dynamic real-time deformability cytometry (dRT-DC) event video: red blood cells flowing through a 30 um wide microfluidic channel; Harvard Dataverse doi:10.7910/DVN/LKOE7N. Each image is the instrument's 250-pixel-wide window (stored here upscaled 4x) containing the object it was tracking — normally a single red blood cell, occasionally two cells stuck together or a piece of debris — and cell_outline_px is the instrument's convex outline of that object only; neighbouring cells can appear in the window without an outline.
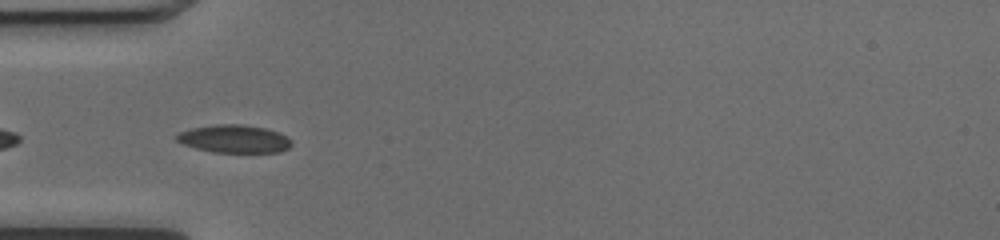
{"species": "common noctule bat (a hibernating species)", "species_latin": "Nyctalus noctula", "temperature_condition": "cold", "stored_images_in_passage": 36, "camera_frame_rate_fps": 3000, "um_per_image_px": 0.085, "animal": {"sex": "female", "body_mass_g": 17.0, "forearm_length_mm": 48.0}, "frame": {"image": 1, "passage_image": 2, "time_ms": 0.333, "image_size_px": [1000, 240], "cell_outline_px": [[292, 144], [288, 148], [280, 152], [212, 152], [196, 148], [184, 144], [176, 140], [176, 136], [180, 132], [192, 128], [216, 124], [240, 124], [264, 128], [280, 132], [292, 140]], "centroid_in_image_um": [19.94, 11.8], "position_along_channel_um": 65.1, "area_um2": 18.61}}
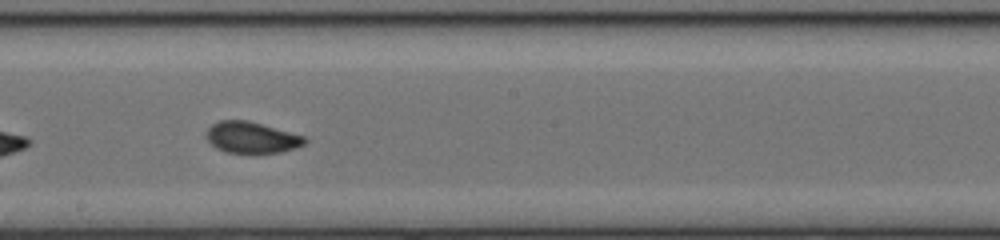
{"frame": {"image": 2, "passage_image": 14, "time_ms": 4.333, "image_size_px": [1000, 240], "cell_outline_px": [[308, 140], [304, 144], [296, 148], [280, 152], [228, 152], [216, 148], [208, 140], [204, 132], [212, 124], [220, 120], [248, 120], [304, 136]], "centroid_in_image_um": [21.37, 11.67], "position_along_channel_um": 226.8, "area_um2": 17.74}}
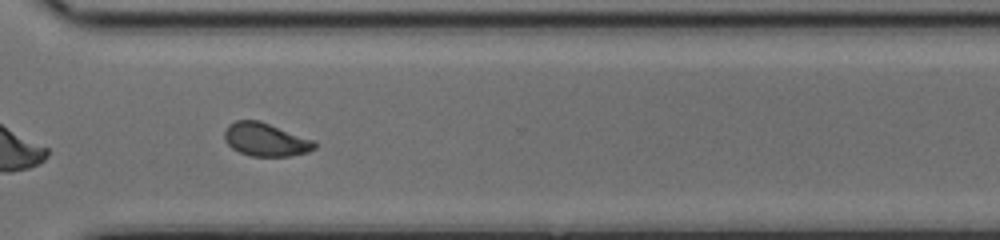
{"frame": {"image": 3, "passage_image": 23, "time_ms": 7.333, "image_size_px": [1000, 240], "cell_outline_px": [[316, 148], [308, 152], [288, 156], [252, 156], [240, 152], [232, 148], [224, 140], [224, 132], [228, 124], [236, 120], [260, 120], [316, 140]], "centroid_in_image_um": [22.6, 11.85], "position_along_channel_um": 348.0, "area_um2": 17.69}, "authors_computed_cell_mechanics": {"area_um2": 18.3804, "velocity_mm_per_s": 4.055, "shape_relaxation_time_tau1_ms": 6.5151, "shape_relaxation_time_tau2_ms": 1.4166, "deformation_change_tau1": 0.1694, "deformation_change_tau2": 0.064}}